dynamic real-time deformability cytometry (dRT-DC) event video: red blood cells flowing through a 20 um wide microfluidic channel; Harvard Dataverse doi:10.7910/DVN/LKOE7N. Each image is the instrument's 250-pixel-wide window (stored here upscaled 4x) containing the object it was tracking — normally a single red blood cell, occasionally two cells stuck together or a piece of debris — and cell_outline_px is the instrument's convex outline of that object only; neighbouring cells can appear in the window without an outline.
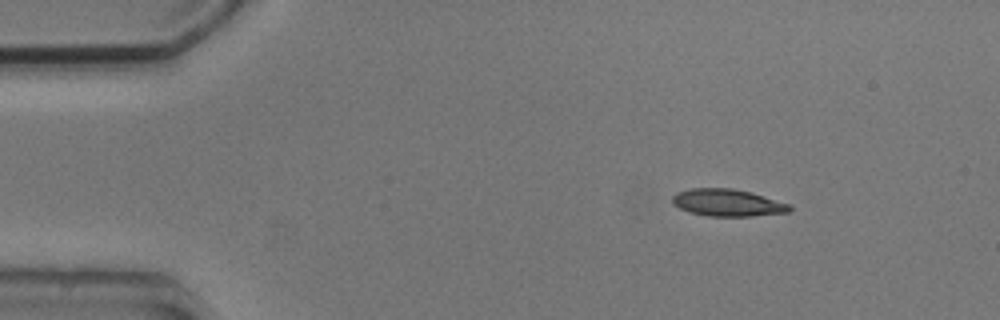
{"species": "common noctule bat (a hibernating species)", "species_latin": "Nyctalus noctula", "temperature_condition": "cold", "stored_images_in_passage": 4, "camera_frame_rate_fps": 3000, "um_per_image_px": 0.085, "animal": {"sex": "male", "body_mass_g": 20.5, "forearm_length_mm": 52.5}, "frame": {"image": 1, "passage_image": 1, "time_ms": 0.0, "image_size_px": [1000, 320], "cell_outline_px": [[792, 212], [752, 216], [708, 216], [688, 212], [672, 204], [672, 196], [676, 192], [692, 188], [732, 188], [752, 192], [788, 204], [792, 208]], "centroid_in_image_um": [61.82, 17.23], "position_along_channel_um": 23.2, "area_um2": 18.67}}
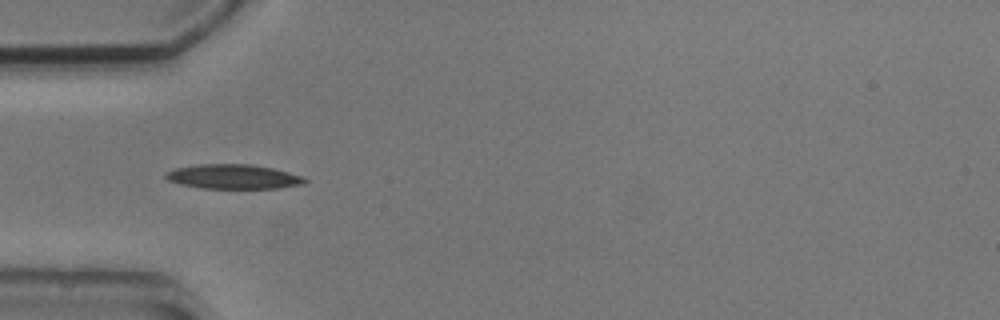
{"frame": {"image": 2, "passage_image": 3, "time_ms": 3.0, "image_size_px": [1000, 320], "cell_outline_px": [[308, 180], [304, 184], [276, 188], [204, 188], [180, 184], [168, 180], [164, 176], [164, 172], [176, 168], [196, 164], [248, 164], [272, 168], [304, 176]], "centroid_in_image_um": [19.82, 15.01], "position_along_channel_um": 65.2, "area_um2": 19.83}}